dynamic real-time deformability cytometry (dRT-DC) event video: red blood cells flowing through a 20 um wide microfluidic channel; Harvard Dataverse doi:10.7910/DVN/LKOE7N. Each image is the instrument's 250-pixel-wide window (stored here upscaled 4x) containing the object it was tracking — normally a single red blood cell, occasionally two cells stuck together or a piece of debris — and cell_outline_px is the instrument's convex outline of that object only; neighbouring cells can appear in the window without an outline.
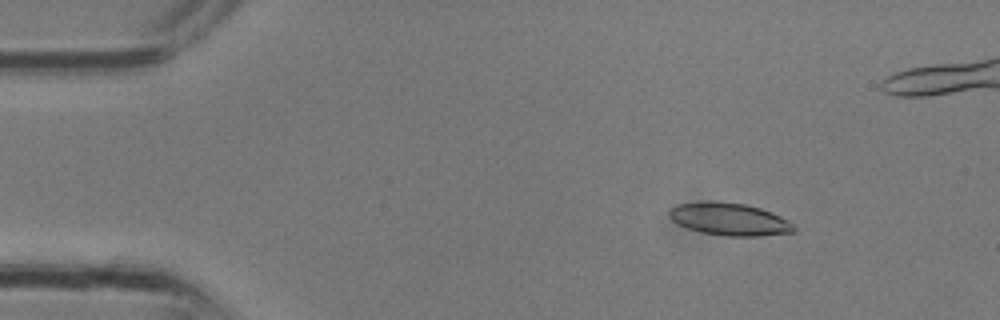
{"species": "common noctule bat (a hibernating species)", "species_latin": "Nyctalus noctula", "temperature_condition": "room temperature", "stored_images_in_passage": 16, "camera_frame_rate_fps": 3000, "um_per_image_px": 0.085, "animal": {"sex": "male", "body_mass_g": 13.3}, "frame": {"image": 1, "passage_image": 2, "time_ms": 0.333, "image_size_px": [1000, 320], "cell_outline_px": [[780, 232], [708, 232], [684, 224], [688, 204], [736, 204], [756, 208], [768, 212], [776, 216], [780, 220]], "centroid_in_image_um": [62.11, 18.59], "position_along_channel_um": 22.9, "area_um2": 16.65}}
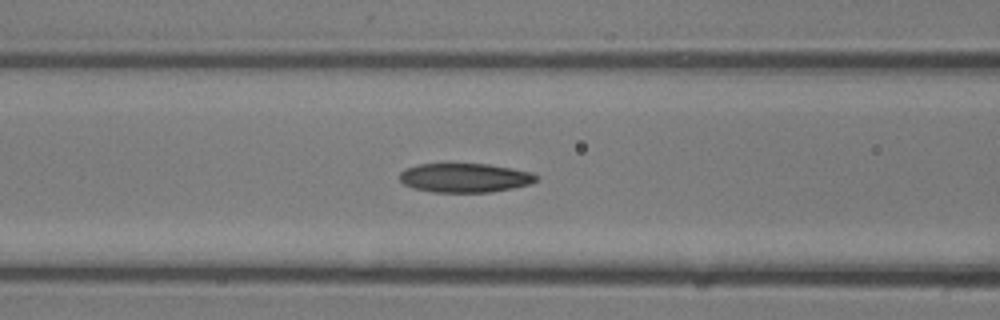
{"frame": {"image": 2, "passage_image": 10, "time_ms": 3.0, "image_size_px": [1000, 320], "cell_outline_px": [[532, 180], [520, 184], [500, 188], [472, 192], [460, 192], [424, 188], [412, 184], [404, 180], [404, 172], [412, 168], [432, 164], [476, 164], [500, 168], [520, 172], [532, 176]], "centroid_in_image_um": [39.43, 15.08], "position_along_channel_um": 127.2, "area_um2": 19.42}}
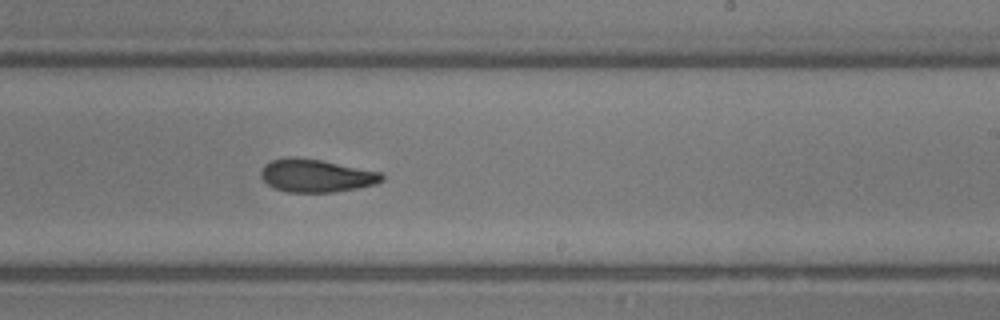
{"frame": {"image": 3, "passage_image": 16, "time_ms": 5.0, "image_size_px": [1000, 320], "cell_outline_px": [[380, 180], [364, 184], [344, 188], [284, 188], [268, 180], [264, 176], [264, 168], [268, 164], [280, 160], [312, 160], [364, 172], [380, 176]], "centroid_in_image_um": [26.76, 14.88], "position_along_channel_um": 262.2, "area_um2": 17.51}}